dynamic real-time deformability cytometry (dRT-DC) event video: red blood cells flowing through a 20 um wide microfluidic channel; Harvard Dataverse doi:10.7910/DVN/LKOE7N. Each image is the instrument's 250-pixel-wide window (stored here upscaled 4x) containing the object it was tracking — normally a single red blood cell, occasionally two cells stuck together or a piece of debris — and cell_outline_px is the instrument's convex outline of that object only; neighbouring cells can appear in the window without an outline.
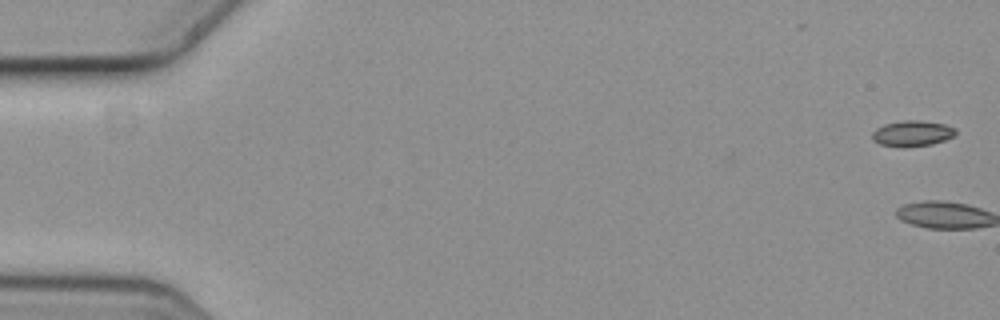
{"species": "common noctule bat (a hibernating species)", "species_latin": "Nyctalus noctula", "temperature_condition": "cold", "stored_images_in_passage": 2, "camera_frame_rate_fps": 3000, "um_per_image_px": 0.085, "animal": {"sex": "female", "body_mass_g": 19.3, "forearm_length_mm": 54.1}, "frame": {"image": 1, "passage_image": 2, "time_ms": 0.333, "image_size_px": [1000, 320], "cell_outline_px": [[956, 136], [932, 144], [904, 148], [880, 144], [872, 140], [872, 132], [876, 128], [884, 124], [904, 120], [920, 120], [944, 124], [956, 128]], "centroid_in_image_um": [77.54, 11.35], "position_along_channel_um": 7.5, "area_um2": 12.72}}